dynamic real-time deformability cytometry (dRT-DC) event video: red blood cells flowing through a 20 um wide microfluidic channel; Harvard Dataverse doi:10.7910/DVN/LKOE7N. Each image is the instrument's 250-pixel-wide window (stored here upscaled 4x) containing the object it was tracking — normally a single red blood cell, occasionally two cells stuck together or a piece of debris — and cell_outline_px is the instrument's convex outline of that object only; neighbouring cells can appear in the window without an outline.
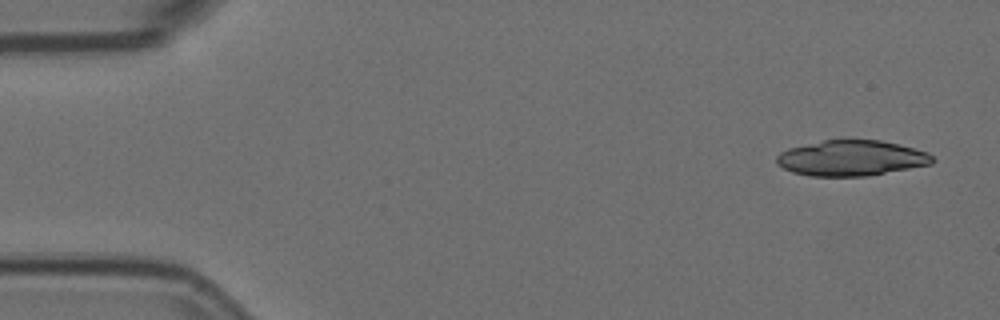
{"species": "Egyptian fruit bat (a non-hibernating species)", "species_latin": "Rousettus aegyptiacus", "temperature_condition": "room temperature", "stored_images_in_passage": 13, "camera_frame_rate_fps": 3000, "um_per_image_px": 0.085, "animal": {"sex": "female"}, "frame": {"image": 1, "passage_image": 1, "time_ms": 0.0, "image_size_px": [1000, 320], "cell_outline_px": [[936, 160], [932, 164], [864, 176], [812, 176], [792, 172], [776, 164], [776, 156], [780, 152], [788, 148], [824, 140], [880, 140], [928, 152]], "centroid_in_image_um": [72.34, 13.44], "position_along_channel_um": 12.7, "area_um2": 32.02}}
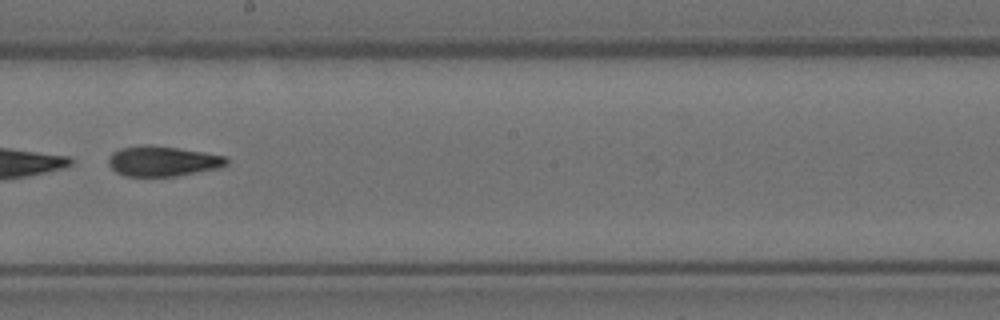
{"frame": {"image": 2, "passage_image": 8, "time_ms": 2.333, "image_size_px": [1000, 320], "cell_outline_px": [[228, 164], [216, 168], [176, 176], [124, 176], [116, 172], [108, 164], [108, 160], [112, 152], [120, 148], [144, 144], [148, 144], [204, 152], [228, 156]], "centroid_in_image_um": [13.81, 13.69], "position_along_channel_um": 234.4, "area_um2": 20.75}}
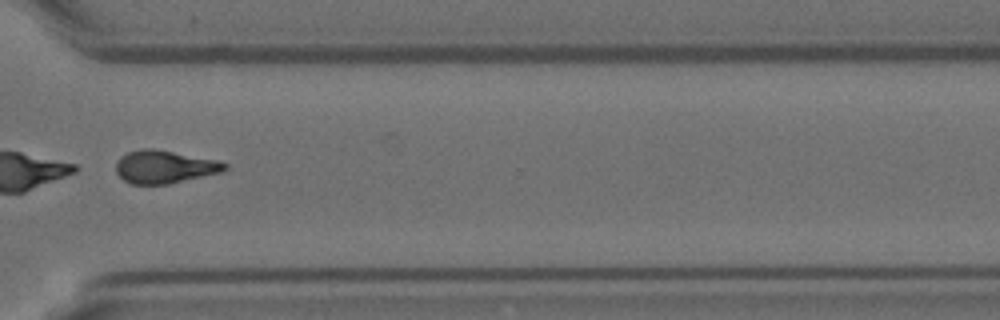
{"frame": {"image": 3, "passage_image": 11, "time_ms": 3.333, "image_size_px": [1000, 320], "cell_outline_px": [[228, 168], [224, 172], [168, 184], [132, 184], [124, 180], [116, 172], [116, 164], [120, 156], [128, 152], [144, 148], [152, 148], [216, 160], [228, 164]], "centroid_in_image_um": [14.0, 14.19], "position_along_channel_um": 356.6, "area_um2": 20.81}}